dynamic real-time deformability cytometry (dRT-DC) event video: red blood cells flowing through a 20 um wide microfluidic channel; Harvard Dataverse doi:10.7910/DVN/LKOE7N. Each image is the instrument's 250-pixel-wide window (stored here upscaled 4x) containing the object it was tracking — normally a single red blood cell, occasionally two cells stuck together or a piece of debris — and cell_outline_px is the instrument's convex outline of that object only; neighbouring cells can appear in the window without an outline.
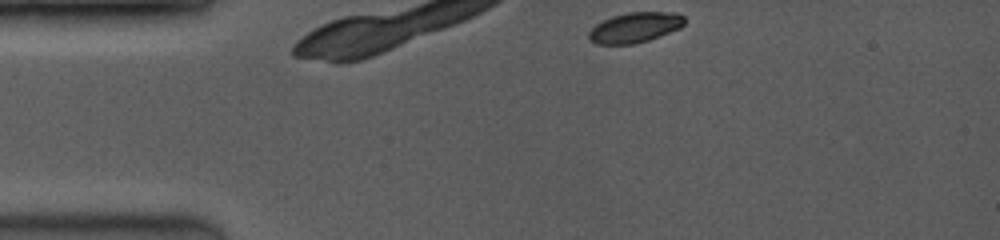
{"species": "common noctule bat (a hibernating species)", "species_latin": "Nyctalus noctula", "temperature_condition": "room temperature", "stored_images_in_passage": 5, "camera_frame_rate_fps": 3500, "um_per_image_px": 0.085, "animal": {"sex": "female", "body_mass_g": 19.0, "forearm_length_mm": 53.3}, "frame": {"image": 1, "passage_image": 1, "time_ms": 0.0, "image_size_px": [1000, 240], "cell_outline_px": [[684, 24], [680, 28], [648, 40], [636, 44], [596, 44], [588, 40], [588, 32], [596, 24], [612, 16], [628, 12], [676, 12], [684, 16]], "centroid_in_image_um": [53.95, 2.34], "position_along_channel_um": 31.0, "area_um2": 16.88}}